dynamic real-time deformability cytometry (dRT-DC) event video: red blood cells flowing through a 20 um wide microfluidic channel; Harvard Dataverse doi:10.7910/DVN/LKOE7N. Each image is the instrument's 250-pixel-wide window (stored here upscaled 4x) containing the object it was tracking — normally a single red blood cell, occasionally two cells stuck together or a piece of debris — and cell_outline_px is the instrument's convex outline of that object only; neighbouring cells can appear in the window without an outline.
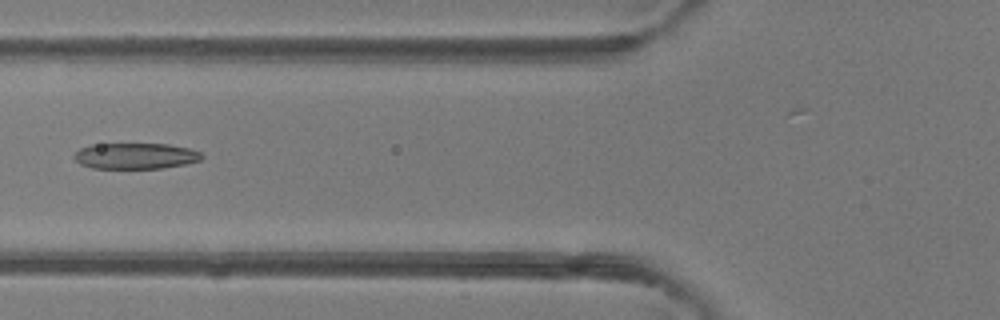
{"species": "common noctule bat (a hibernating species)", "species_latin": "Nyctalus noctula", "temperature_condition": "room temperature", "stored_images_in_passage": 39, "camera_frame_rate_fps": 3000, "um_per_image_px": 0.085, "animal": {"sex": "female"}, "frame": {"image": 1, "passage_image": 19, "time_ms": 6.0, "image_size_px": [1000, 320], "cell_outline_px": [[204, 156], [200, 160], [184, 164], [160, 168], [92, 168], [80, 164], [72, 156], [80, 148], [92, 144], [168, 144], [188, 148], [200, 152]], "centroid_in_image_um": [11.49, 13.25], "position_along_channel_um": 114.3, "area_um2": 19.19}}
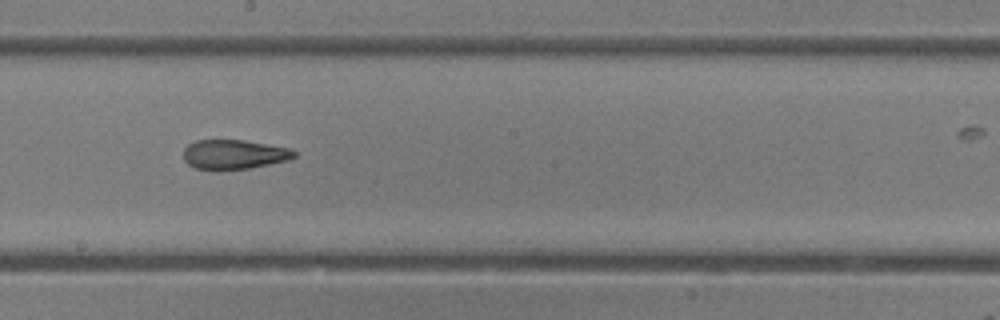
{"frame": {"image": 2, "passage_image": 27, "time_ms": 8.667, "image_size_px": [1000, 320], "cell_outline_px": [[296, 156], [288, 160], [248, 168], [220, 172], [212, 172], [196, 168], [188, 164], [184, 160], [184, 148], [188, 144], [196, 140], [244, 140], [292, 148], [296, 152]], "centroid_in_image_um": [19.86, 13.15], "position_along_channel_um": 228.3, "area_um2": 19.54}}
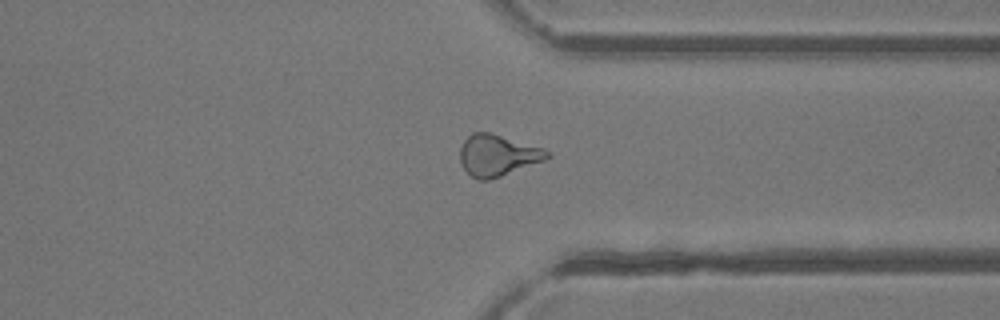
{"frame": {"image": 3, "passage_image": 37, "time_ms": 12.0, "image_size_px": [1000, 320], "cell_outline_px": [[552, 156], [544, 160], [500, 176], [488, 180], [480, 180], [472, 176], [464, 168], [460, 160], [460, 148], [464, 140], [472, 132], [492, 132], [544, 148]], "centroid_in_image_um": [42.29, 13.17], "position_along_channel_um": 369.1, "area_um2": 20.87}}